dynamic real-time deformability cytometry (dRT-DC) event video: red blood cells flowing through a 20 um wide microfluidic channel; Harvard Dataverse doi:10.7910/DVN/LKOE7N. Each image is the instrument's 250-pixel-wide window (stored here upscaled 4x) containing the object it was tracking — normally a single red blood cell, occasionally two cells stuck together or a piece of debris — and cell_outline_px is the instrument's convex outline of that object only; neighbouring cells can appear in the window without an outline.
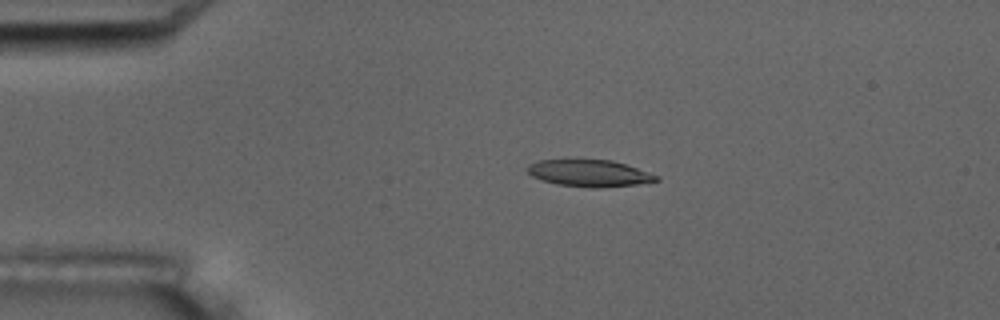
{"species": "common noctule bat (a hibernating species)", "species_latin": "Nyctalus noctula", "temperature_condition": "room temperature", "stored_images_in_passage": 7, "camera_frame_rate_fps": 3000, "um_per_image_px": 0.085, "animal": {"sex": "male", "body_mass_g": 17.5, "forearm_length_mm": 52.3}, "frame": {"image": 1, "passage_image": 4, "time_ms": 3.667, "image_size_px": [1000, 320], "cell_outline_px": [[660, 180], [636, 184], [596, 188], [556, 184], [540, 180], [532, 176], [524, 168], [528, 164], [540, 160], [612, 160], [660, 176]], "centroid_in_image_um": [50.05, 14.72], "position_along_channel_um": 34.9, "area_um2": 20.0}}